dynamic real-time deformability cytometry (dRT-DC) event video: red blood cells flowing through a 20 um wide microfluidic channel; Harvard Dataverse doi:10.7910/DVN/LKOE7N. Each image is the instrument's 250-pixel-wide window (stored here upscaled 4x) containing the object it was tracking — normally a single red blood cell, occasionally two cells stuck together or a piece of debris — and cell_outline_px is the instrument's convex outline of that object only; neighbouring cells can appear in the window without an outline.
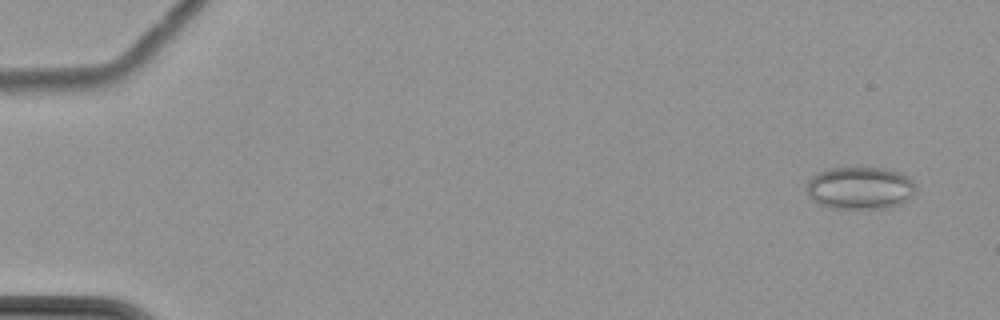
{"species": "common noctule bat (a hibernating species)", "species_latin": "Nyctalus noctula", "temperature_condition": "cold", "stored_images_in_passage": 6, "camera_frame_rate_fps": 3000, "um_per_image_px": 0.085, "animal": {"sex": "female", "body_mass_g": 22.7, "forearm_length_mm": 54.2}, "frame": {"image": 1, "passage_image": 2, "time_ms": 1.0, "image_size_px": [1000, 320], "cell_outline_px": [[916, 192], [912, 196], [900, 204], [888, 208], [828, 208], [816, 204], [808, 196], [804, 188], [808, 180], [816, 172], [828, 168], [856, 164], [884, 168], [900, 172], [908, 176], [916, 184]], "centroid_in_image_um": [73.06, 15.93], "position_along_channel_um": 11.9, "area_um2": 28.44}}